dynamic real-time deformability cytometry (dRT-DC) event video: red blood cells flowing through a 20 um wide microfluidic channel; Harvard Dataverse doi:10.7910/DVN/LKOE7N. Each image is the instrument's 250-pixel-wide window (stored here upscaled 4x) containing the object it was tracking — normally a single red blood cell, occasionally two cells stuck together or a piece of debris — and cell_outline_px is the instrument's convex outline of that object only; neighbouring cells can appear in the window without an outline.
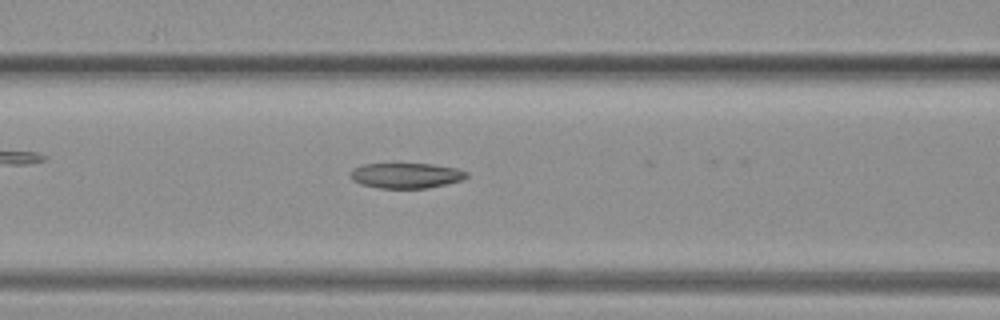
{"species": "common noctule bat (a hibernating species)", "species_latin": "Nyctalus noctula", "temperature_condition": "warm", "stored_images_in_passage": 28, "camera_frame_rate_fps": 3000, "um_per_image_px": 0.085, "animal": {"sex": "female", "body_mass_g": 19.3, "forearm_length_mm": 54.1}, "frame": {"image": 1, "passage_image": 7, "time_ms": 2.0, "image_size_px": [1000, 320], "cell_outline_px": [[468, 176], [464, 180], [428, 188], [380, 188], [360, 184], [352, 180], [348, 172], [352, 168], [364, 164], [432, 164], [456, 168], [468, 172]], "centroid_in_image_um": [34.51, 14.92], "position_along_channel_um": 132.1, "area_um2": 17.28}}
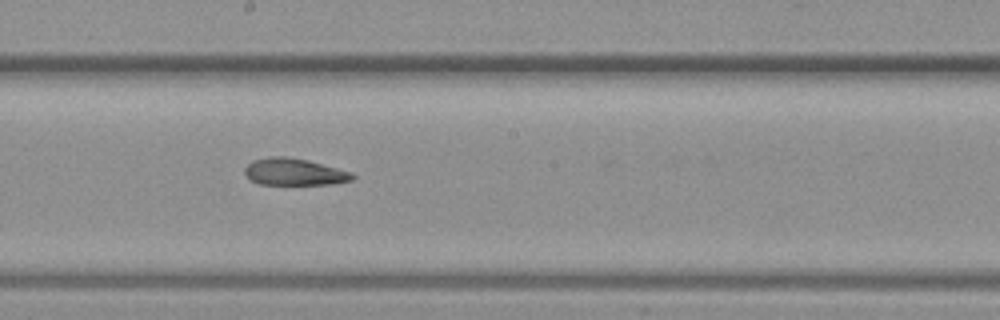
{"frame": {"image": 2, "passage_image": 14, "time_ms": 4.333, "image_size_px": [1000, 320], "cell_outline_px": [[356, 176], [352, 180], [332, 184], [260, 184], [252, 180], [244, 172], [244, 168], [252, 160], [268, 156], [284, 156], [308, 160], [352, 172]], "centroid_in_image_um": [25.02, 14.6], "position_along_channel_um": 223.2, "area_um2": 16.88}}
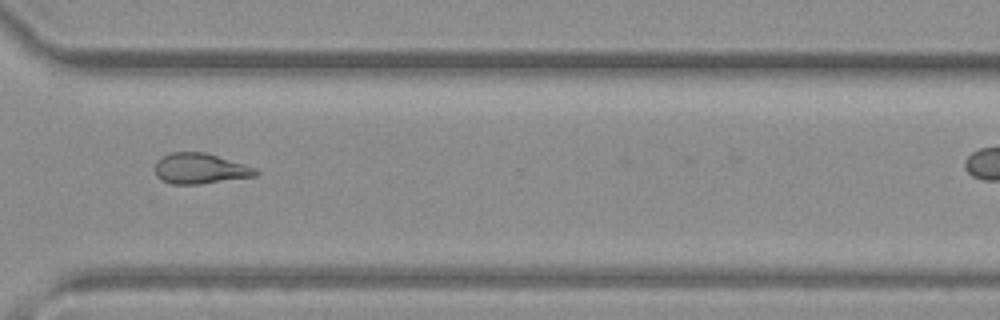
{"frame": {"image": 3, "passage_image": 24, "time_ms": 7.667, "image_size_px": [1000, 320], "cell_outline_px": [[260, 172], [256, 176], [200, 184], [172, 184], [160, 180], [156, 176], [156, 160], [172, 152], [204, 152], [244, 164], [256, 168]], "centroid_in_image_um": [17.01, 14.34], "position_along_channel_um": 353.6, "area_um2": 17.86}}